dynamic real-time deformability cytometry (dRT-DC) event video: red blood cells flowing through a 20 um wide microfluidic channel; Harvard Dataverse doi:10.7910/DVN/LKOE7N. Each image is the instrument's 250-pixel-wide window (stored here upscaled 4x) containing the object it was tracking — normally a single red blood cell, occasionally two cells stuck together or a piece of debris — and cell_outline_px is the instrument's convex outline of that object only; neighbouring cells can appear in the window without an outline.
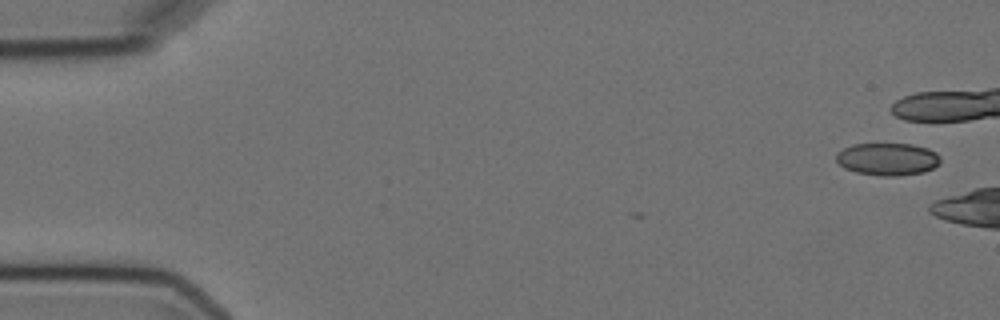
{"species": "Egyptian fruit bat (a non-hibernating species)", "species_latin": "Rousettus aegyptiacus", "temperature_condition": "cold", "stored_images_in_passage": 4, "camera_frame_rate_fps": 3000, "um_per_image_px": 0.085, "animal": {"sex": "female"}, "frame": {"image": 1, "passage_image": 1, "time_ms": 0.0, "image_size_px": [1000, 320], "cell_outline_px": [[940, 164], [924, 172], [896, 176], [880, 176], [856, 172], [844, 168], [836, 160], [836, 152], [852, 144], [912, 144], [928, 148], [936, 152], [940, 156]], "centroid_in_image_um": [75.45, 13.52], "position_along_channel_um": 9.6, "area_um2": 19.83}}